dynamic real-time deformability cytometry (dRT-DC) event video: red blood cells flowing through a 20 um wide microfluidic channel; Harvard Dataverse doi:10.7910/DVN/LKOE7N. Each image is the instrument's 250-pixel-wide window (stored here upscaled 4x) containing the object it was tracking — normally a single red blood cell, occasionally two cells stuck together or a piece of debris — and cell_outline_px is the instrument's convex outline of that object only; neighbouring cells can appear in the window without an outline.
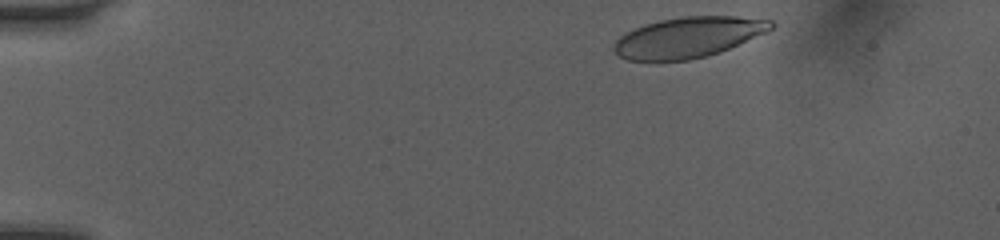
{"species": "human", "species_latin": "Homo sapiens", "temperature_condition": "room temperature", "stored_images_in_passage": 9, "camera_frame_rate_fps": 3000, "um_per_image_px": 0.085, "donor": {"sex": "female"}, "frame": {"image": 1, "passage_image": 1, "time_ms": 0.0, "image_size_px": [1000, 240], "cell_outline_px": [[776, 24], [768, 32], [720, 52], [708, 56], [688, 60], [628, 60], [612, 52], [612, 44], [620, 36], [644, 24], [660, 20], [684, 16], [736, 16], [772, 20]], "centroid_in_image_um": [58.51, 3.17], "position_along_channel_um": 26.5, "area_um2": 37.22}}
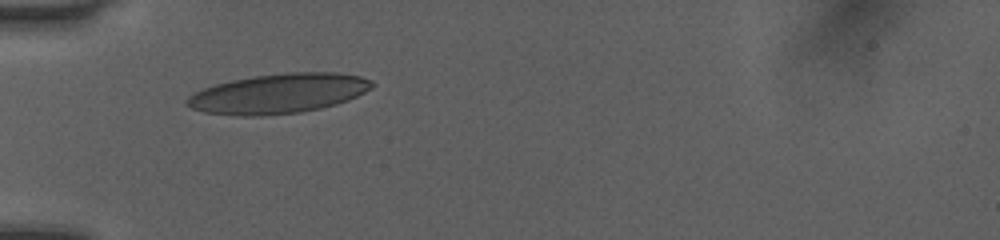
{"frame": {"image": 2, "passage_image": 7, "time_ms": 2.0, "image_size_px": [1000, 240], "cell_outline_px": [[376, 84], [372, 88], [348, 100], [336, 104], [320, 108], [300, 112], [260, 116], [240, 116], [204, 112], [192, 108], [184, 104], [184, 100], [188, 96], [204, 88], [216, 84], [232, 80], [256, 76], [288, 72], [340, 72], [360, 76], [372, 80]], "centroid_in_image_um": [23.69, 7.95], "position_along_channel_um": 61.3, "area_um2": 42.89}}
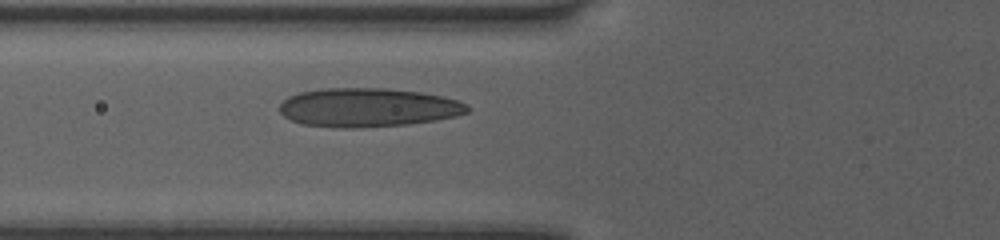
{"frame": {"image": 3, "passage_image": 9, "time_ms": 2.667, "image_size_px": [1000, 240], "cell_outline_px": [[468, 112], [456, 116], [408, 124], [356, 128], [340, 128], [300, 124], [284, 116], [280, 112], [280, 104], [288, 96], [300, 92], [324, 88], [384, 88], [424, 92], [444, 96], [468, 104]], "centroid_in_image_um": [31.27, 9.13], "position_along_channel_um": 94.5, "area_um2": 42.6}}